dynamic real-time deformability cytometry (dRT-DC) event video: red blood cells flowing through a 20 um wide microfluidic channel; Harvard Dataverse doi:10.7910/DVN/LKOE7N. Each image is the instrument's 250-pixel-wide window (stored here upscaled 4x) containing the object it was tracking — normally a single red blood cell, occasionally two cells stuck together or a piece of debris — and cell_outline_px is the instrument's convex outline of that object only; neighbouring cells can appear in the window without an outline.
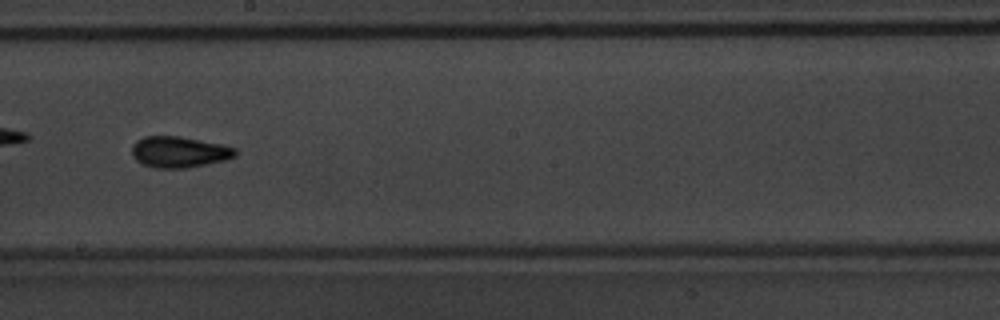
{"species": "common noctule bat (a hibernating species)", "species_latin": "Nyctalus noctula", "temperature_condition": "warm", "stored_images_in_passage": 53, "camera_frame_rate_fps": 3000, "um_per_image_px": 0.085, "animal": {"sex": "male", "body_mass_g": 20.1, "forearm_length_mm": 53.5}, "frame": {"image": 1, "passage_image": 31, "time_ms": 10.0, "image_size_px": [1000, 320], "cell_outline_px": [[236, 156], [224, 160], [208, 164], [188, 168], [160, 168], [144, 164], [136, 160], [132, 156], [132, 144], [136, 140], [144, 136], [180, 136], [224, 144], [236, 148]], "centroid_in_image_um": [15.24, 12.91], "position_along_channel_um": 233.0, "area_um2": 18.9}}
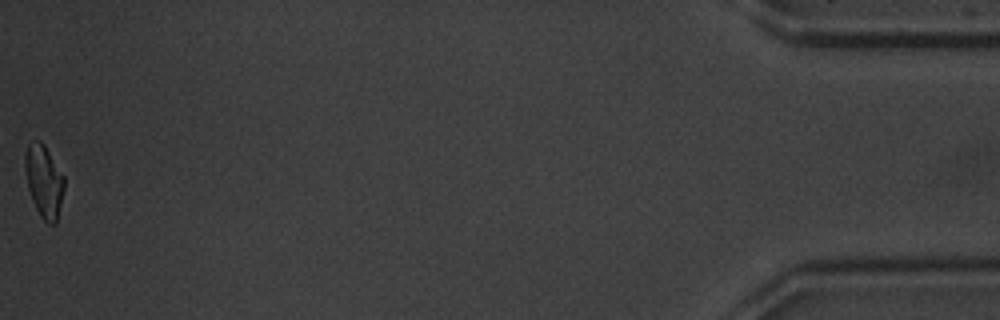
{"frame": {"image": 2, "passage_image": 53, "time_ms": 17.333, "image_size_px": [1000, 320], "cell_outline_px": [[64, 188], [56, 224], [48, 224], [40, 216], [32, 200], [28, 188], [24, 168], [24, 152], [28, 144], [32, 140], [40, 140], [44, 144], [64, 176]], "centroid_in_image_um": [3.72, 15.37], "position_along_channel_um": 431.5, "area_um2": 16.65}, "authors_computed_cell_mechanics": {"area_um2": 17.1666, "velocity_mm_per_s": 3.9352, "shape_relaxation_time_tau1_ms": 2.9474, "shape_relaxation_time_tau2_ms": 2.3575, "deformation_change_tau1": 0.1301, "deformation_change_tau2": 0.0895}}